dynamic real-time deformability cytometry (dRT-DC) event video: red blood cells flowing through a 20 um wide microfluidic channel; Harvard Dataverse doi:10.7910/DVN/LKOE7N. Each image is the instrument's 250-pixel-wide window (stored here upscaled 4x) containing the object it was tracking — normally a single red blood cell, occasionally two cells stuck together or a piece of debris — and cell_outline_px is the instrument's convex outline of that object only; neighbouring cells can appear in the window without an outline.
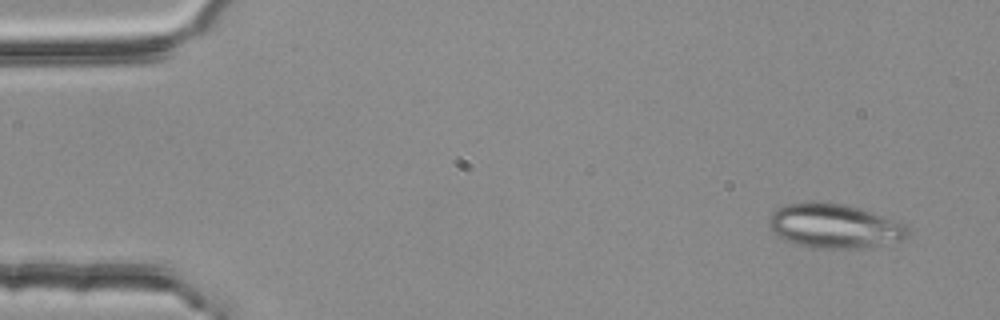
{"species": "common noctule bat (a hibernating species)", "species_latin": "Nyctalus noctula", "temperature_condition": "room temperature", "stored_images_in_passage": 4, "camera_frame_rate_fps": 3000, "um_per_image_px": 0.085, "animal": {"sex": "female", "body_mass_g": 25.1}, "frame": {"image": 1, "passage_image": 1, "time_ms": 0.0, "image_size_px": [1000, 320], "cell_outline_px": [[908, 236], [900, 240], [864, 248], [812, 248], [784, 240], [776, 236], [768, 224], [768, 220], [772, 212], [776, 208], [784, 204], [812, 200], [816, 200], [844, 204], [860, 208], [908, 224]], "centroid_in_image_um": [70.88, 19.18], "position_along_channel_um": 14.1, "area_um2": 36.36}}